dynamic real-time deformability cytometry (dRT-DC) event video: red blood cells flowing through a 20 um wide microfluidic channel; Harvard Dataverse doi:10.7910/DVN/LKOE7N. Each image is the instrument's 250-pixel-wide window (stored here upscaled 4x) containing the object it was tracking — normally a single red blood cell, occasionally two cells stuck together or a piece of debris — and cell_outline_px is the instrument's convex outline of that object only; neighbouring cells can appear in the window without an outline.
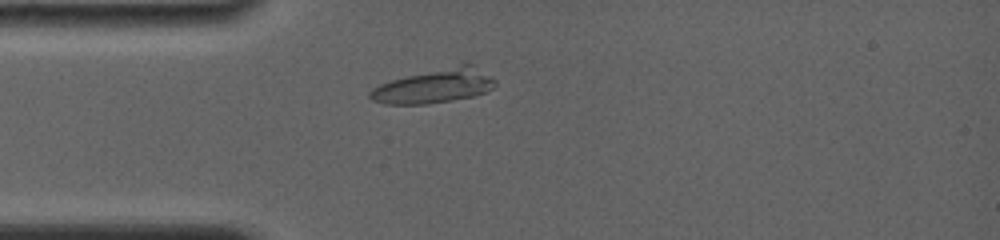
{"species": "common noctule bat (a hibernating species)", "species_latin": "Nyctalus noctula", "temperature_condition": "room temperature", "stored_images_in_passage": 13, "camera_frame_rate_fps": 4000, "um_per_image_px": 0.085, "animal": {"sex": "female", "body_mass_g": 19.0, "forearm_length_mm": 56.7}, "frame": {"image": 1, "passage_image": 4, "time_ms": 2.25, "image_size_px": [1000, 240], "cell_outline_px": [[496, 84], [492, 88], [484, 92], [472, 96], [452, 100], [428, 104], [384, 104], [372, 100], [368, 96], [368, 92], [372, 88], [380, 84], [392, 80], [408, 76], [460, 64], [472, 64], [496, 80]], "centroid_in_image_um": [36.9, 7.33], "position_along_channel_um": 48.1, "area_um2": 24.39}}
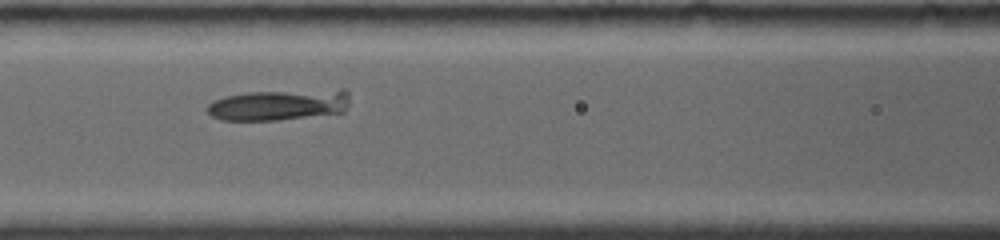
{"frame": {"image": 2, "passage_image": 8, "time_ms": 5.0, "image_size_px": [1000, 240], "cell_outline_px": [[348, 104], [344, 112], [280, 120], [220, 120], [212, 116], [204, 108], [212, 100], [224, 96], [248, 92], [340, 88], [344, 88], [348, 92]], "centroid_in_image_um": [23.71, 8.89], "position_along_channel_um": 142.9, "area_um2": 26.3}}
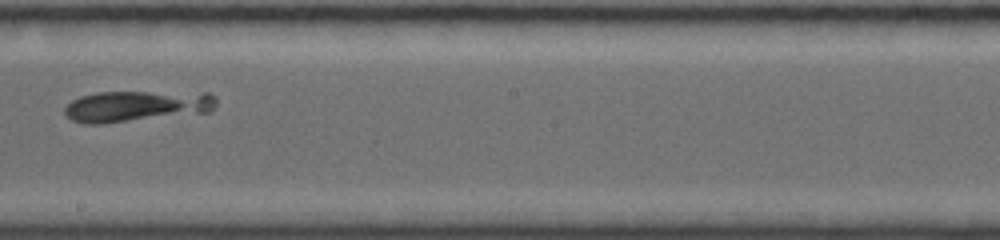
{"frame": {"image": 3, "passage_image": 12, "time_ms": 7.5, "image_size_px": [1000, 240], "cell_outline_px": [[216, 104], [212, 112], [100, 124], [84, 124], [72, 120], [64, 116], [64, 108], [72, 100], [80, 96], [96, 92], [208, 92], [216, 96]], "centroid_in_image_um": [11.63, 9.02], "position_along_channel_um": 236.6, "area_um2": 27.92}}